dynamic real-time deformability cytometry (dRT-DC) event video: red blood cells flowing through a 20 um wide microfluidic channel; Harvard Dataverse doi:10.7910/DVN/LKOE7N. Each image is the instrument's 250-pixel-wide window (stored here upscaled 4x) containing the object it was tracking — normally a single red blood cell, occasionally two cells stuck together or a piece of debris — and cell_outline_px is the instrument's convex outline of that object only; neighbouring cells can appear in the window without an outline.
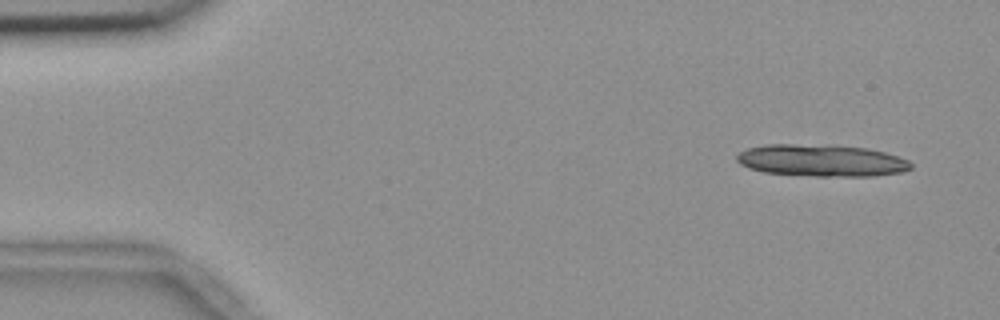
{"species": "common noctule bat (a hibernating species)", "species_latin": "Nyctalus noctula", "temperature_condition": "room temperature", "stored_images_in_passage": 13, "camera_frame_rate_fps": 3000, "um_per_image_px": 0.085, "animal": {"sex": "female", "body_mass_g": 18.4}, "frame": {"image": 1, "passage_image": 1, "time_ms": 0.0, "image_size_px": [1000, 320], "cell_outline_px": [[912, 168], [904, 172], [872, 176], [816, 176], [764, 172], [748, 168], [740, 164], [736, 160], [736, 156], [740, 152], [748, 148], [764, 144], [792, 144], [868, 148], [884, 152], [908, 160], [912, 164]], "centroid_in_image_um": [69.81, 13.65], "position_along_channel_um": 15.2, "area_um2": 32.19}}